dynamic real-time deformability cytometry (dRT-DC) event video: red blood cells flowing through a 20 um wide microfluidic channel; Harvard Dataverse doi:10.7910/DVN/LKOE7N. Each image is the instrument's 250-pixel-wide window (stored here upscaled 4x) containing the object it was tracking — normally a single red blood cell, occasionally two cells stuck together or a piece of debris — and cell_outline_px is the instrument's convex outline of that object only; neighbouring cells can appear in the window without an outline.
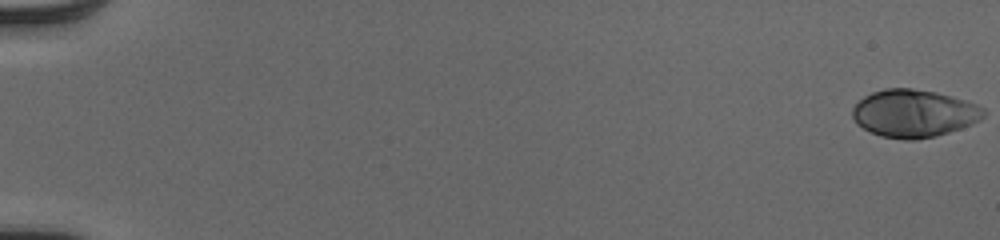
{"species": "human", "species_latin": "Homo sapiens", "temperature_condition": "cold", "stored_images_in_passage": 53, "camera_frame_rate_fps": 3000, "um_per_image_px": 0.085, "donor": {"sex": "male"}, "frame": {"image": 1, "passage_image": 1, "time_ms": 0.0, "image_size_px": [1000, 240], "cell_outline_px": [[984, 116], [980, 120], [972, 124], [936, 136], [916, 140], [904, 140], [880, 136], [856, 124], [852, 116], [852, 108], [864, 96], [872, 92], [884, 88], [912, 88], [936, 92], [964, 100], [976, 104], [984, 108]], "centroid_in_image_um": [77.66, 9.64], "position_along_channel_um": 7.3, "area_um2": 36.41}}
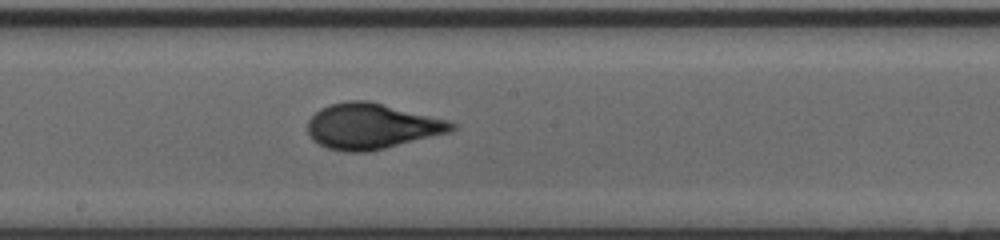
{"frame": {"image": 2, "passage_image": 31, "time_ms": 10.0, "image_size_px": [1000, 240], "cell_outline_px": [[460, 124], [452, 132], [368, 152], [344, 152], [328, 148], [312, 140], [308, 132], [308, 120], [320, 108], [328, 104], [348, 100], [368, 100], [448, 120]], "centroid_in_image_um": [31.61, 10.73], "position_along_channel_um": 216.6, "area_um2": 38.49}}
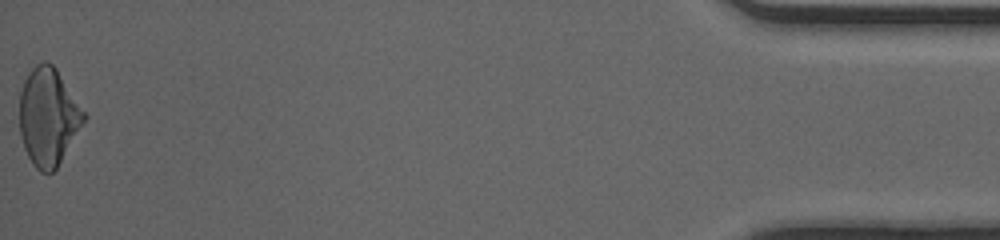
{"frame": {"image": 3, "passage_image": 53, "time_ms": 17.333, "image_size_px": [1000, 240], "cell_outline_px": [[88, 116], [56, 168], [52, 172], [40, 172], [32, 164], [24, 148], [20, 136], [20, 92], [24, 80], [28, 72], [36, 64], [44, 60], [52, 64], [56, 68]], "centroid_in_image_um": [4.09, 9.91], "position_along_channel_um": 431.1, "area_um2": 36.53}, "authors_computed_cell_mechanics": {"area_um2": 36.1828, "velocity_mm_per_s": 4.1074, "shape_relaxation_time_tau1_ms": 4.8678, "shape_relaxation_time_tau2_ms": null, "deformation_change_tau1": 0.2119, "deformation_change_tau2": null}}